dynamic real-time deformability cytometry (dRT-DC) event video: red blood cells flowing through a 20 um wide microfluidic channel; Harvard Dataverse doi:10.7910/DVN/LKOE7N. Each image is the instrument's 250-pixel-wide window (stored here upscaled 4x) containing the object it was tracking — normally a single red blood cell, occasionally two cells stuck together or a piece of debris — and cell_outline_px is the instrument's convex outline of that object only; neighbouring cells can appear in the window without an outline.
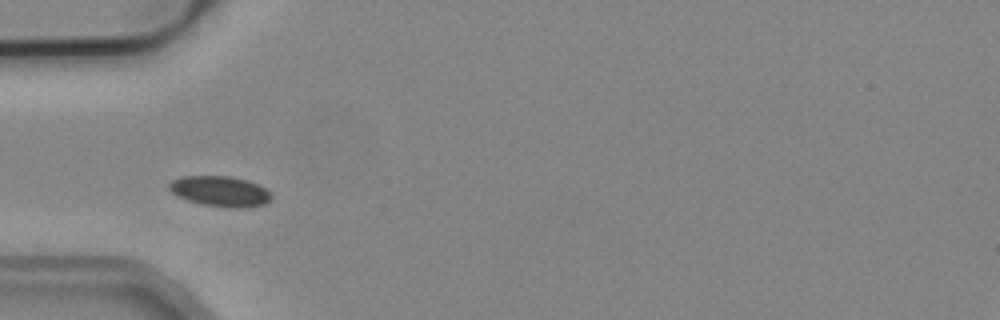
{"species": "common noctule bat (a hibernating species)", "species_latin": "Nyctalus noctula", "temperature_condition": "cold", "stored_images_in_passage": 7, "camera_frame_rate_fps": 3000, "um_per_image_px": 0.085, "animal": {"sex": "male", "body_mass_g": 19.2, "forearm_length_mm": 51.8}, "frame": {"image": 1, "passage_image": 1, "time_ms": 0.0, "image_size_px": [1000, 320], "cell_outline_px": [[272, 196], [264, 204], [244, 208], [228, 208], [200, 204], [176, 196], [168, 188], [168, 184], [172, 180], [184, 176], [232, 176], [256, 184], [272, 192]], "centroid_in_image_um": [18.69, 16.27], "position_along_channel_um": 66.3, "area_um2": 18.15}}
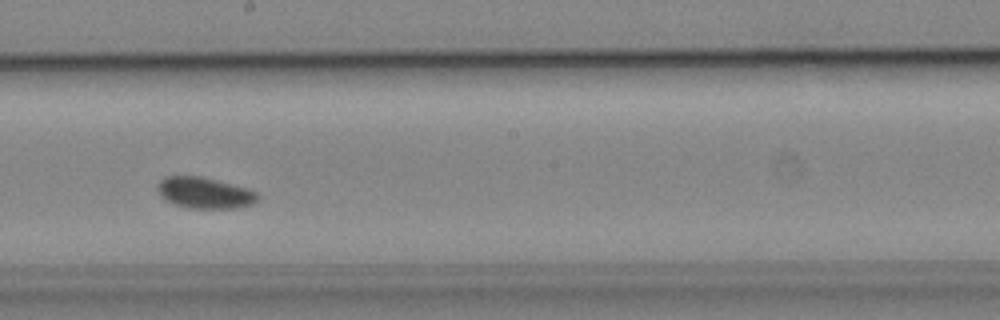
{"frame": {"image": 2, "passage_image": 5, "time_ms": 1.333, "image_size_px": [1000, 320], "cell_outline_px": [[260, 200], [252, 204], [236, 208], [188, 208], [164, 200], [160, 196], [156, 188], [160, 180], [164, 176], [200, 176], [248, 188], [256, 192], [260, 196]], "centroid_in_image_um": [17.39, 16.39], "position_along_channel_um": 230.8, "area_um2": 18.32}}
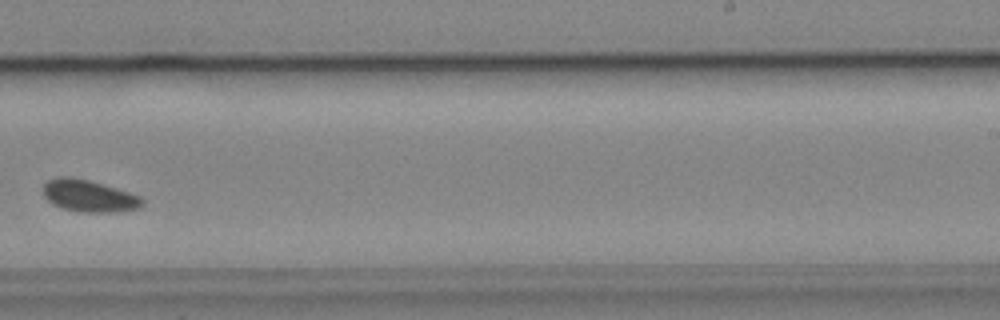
{"frame": {"image": 3, "passage_image": 6, "time_ms": 1.667, "image_size_px": [1000, 320], "cell_outline_px": [[144, 204], [136, 208], [120, 212], [76, 212], [52, 204], [44, 196], [44, 184], [48, 180], [60, 176], [68, 176], [88, 180], [116, 188], [140, 196], [144, 200]], "centroid_in_image_um": [7.56, 16.66], "position_along_channel_um": 281.4, "area_um2": 18.38}}